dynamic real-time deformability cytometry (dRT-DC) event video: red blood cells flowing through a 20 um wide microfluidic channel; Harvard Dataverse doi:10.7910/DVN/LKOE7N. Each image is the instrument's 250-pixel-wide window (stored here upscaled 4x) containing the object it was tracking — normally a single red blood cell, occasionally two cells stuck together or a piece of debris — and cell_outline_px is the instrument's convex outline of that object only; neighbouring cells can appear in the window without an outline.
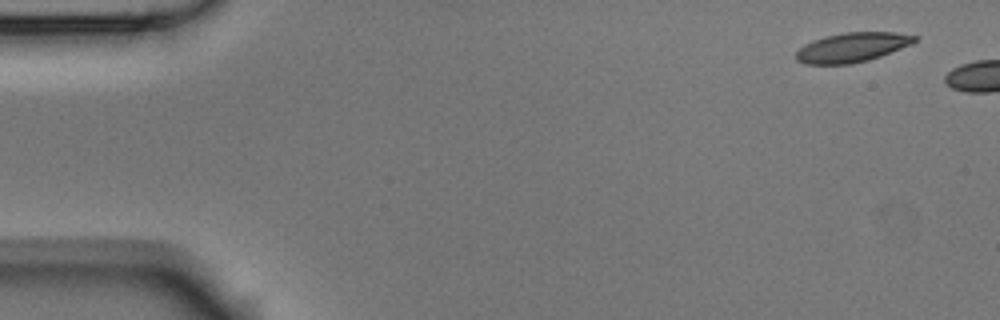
{"species": "Egyptian fruit bat (a non-hibernating species)", "species_latin": "Rousettus aegyptiacus", "temperature_condition": "room temperature", "stored_images_in_passage": 3, "camera_frame_rate_fps": 3000, "um_per_image_px": 0.085, "animal": {"sex": "male"}, "frame": {"image": 1, "passage_image": 1, "time_ms": 0.0, "image_size_px": [1000, 320], "cell_outline_px": [[916, 40], [912, 44], [880, 56], [868, 60], [852, 64], [804, 64], [796, 60], [796, 52], [804, 44], [812, 40], [824, 36], [844, 32], [896, 32], [916, 36]], "centroid_in_image_um": [72.4, 4.02], "position_along_channel_um": 12.6, "area_um2": 20.4}}